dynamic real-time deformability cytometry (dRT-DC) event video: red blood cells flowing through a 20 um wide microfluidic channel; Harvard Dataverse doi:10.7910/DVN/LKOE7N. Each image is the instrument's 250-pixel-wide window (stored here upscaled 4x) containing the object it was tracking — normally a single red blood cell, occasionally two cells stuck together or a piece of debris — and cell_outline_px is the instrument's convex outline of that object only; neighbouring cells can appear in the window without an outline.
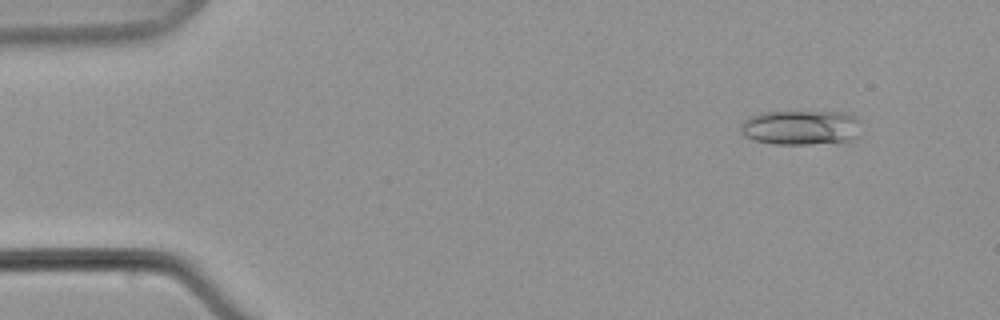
{"species": "common noctule bat (a hibernating species)", "species_latin": "Nyctalus noctula", "temperature_condition": "warm", "stored_images_in_passage": 8, "camera_frame_rate_fps": 3000, "um_per_image_px": 0.085, "animal": {"sex": "male", "body_mass_g": 21.5, "forearm_length_mm": 52.0}, "frame": {"image": 1, "passage_image": 2, "time_ms": 2.0, "image_size_px": [1000, 320], "cell_outline_px": [[860, 120], [856, 136], [852, 140], [808, 144], [776, 144], [756, 140], [744, 136], [740, 132], [740, 124], [748, 116], [760, 112], [848, 112], [856, 116]], "centroid_in_image_um": [68.04, 10.82], "position_along_channel_um": 17.0, "area_um2": 24.45}}
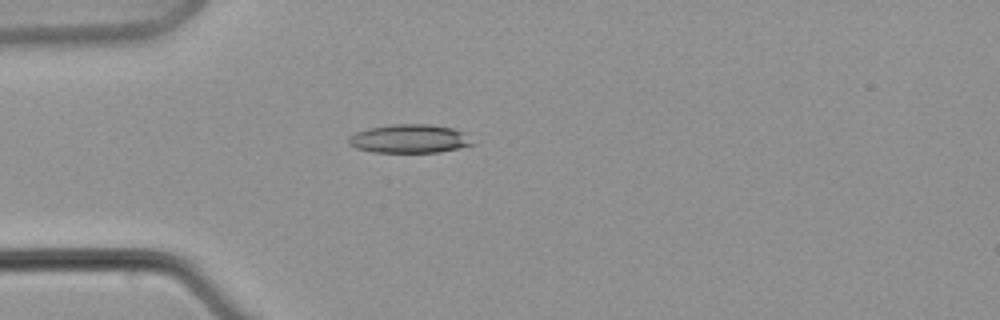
{"frame": {"image": 2, "passage_image": 6, "time_ms": 7.0, "image_size_px": [1000, 320], "cell_outline_px": [[476, 144], [460, 148], [440, 152], [372, 152], [356, 148], [348, 144], [348, 140], [356, 132], [368, 128], [392, 124], [428, 124], [452, 128], [468, 132]], "centroid_in_image_um": [34.89, 11.79], "position_along_channel_um": 50.1, "area_um2": 20.92}}
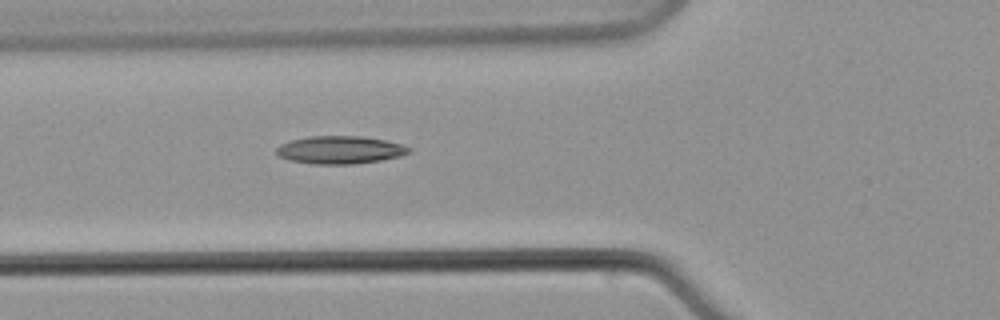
{"frame": {"image": 3, "passage_image": 8, "time_ms": 9.333, "image_size_px": [1000, 320], "cell_outline_px": [[412, 152], [400, 156], [380, 160], [352, 164], [312, 164], [288, 160], [276, 156], [276, 148], [280, 144], [292, 140], [308, 136], [360, 136], [384, 140], [400, 144], [412, 148]], "centroid_in_image_um": [28.86, 12.74], "position_along_channel_um": 96.9, "area_um2": 21.56}}